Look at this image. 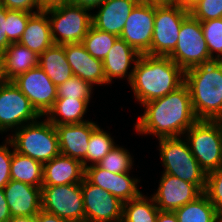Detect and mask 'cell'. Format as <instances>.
I'll list each match as a JSON object with an SVG mask.
<instances>
[{
  "instance_id": "cell-28",
  "label": "cell",
  "mask_w": 222,
  "mask_h": 222,
  "mask_svg": "<svg viewBox=\"0 0 222 222\" xmlns=\"http://www.w3.org/2000/svg\"><path fill=\"white\" fill-rule=\"evenodd\" d=\"M174 213L178 222H220V212L204 193L174 210Z\"/></svg>"
},
{
  "instance_id": "cell-20",
  "label": "cell",
  "mask_w": 222,
  "mask_h": 222,
  "mask_svg": "<svg viewBox=\"0 0 222 222\" xmlns=\"http://www.w3.org/2000/svg\"><path fill=\"white\" fill-rule=\"evenodd\" d=\"M135 0H105L97 6L96 14L92 13V25L120 37L130 12L135 7Z\"/></svg>"
},
{
  "instance_id": "cell-12",
  "label": "cell",
  "mask_w": 222,
  "mask_h": 222,
  "mask_svg": "<svg viewBox=\"0 0 222 222\" xmlns=\"http://www.w3.org/2000/svg\"><path fill=\"white\" fill-rule=\"evenodd\" d=\"M85 222H121L123 202L101 187L81 182Z\"/></svg>"
},
{
  "instance_id": "cell-46",
  "label": "cell",
  "mask_w": 222,
  "mask_h": 222,
  "mask_svg": "<svg viewBox=\"0 0 222 222\" xmlns=\"http://www.w3.org/2000/svg\"><path fill=\"white\" fill-rule=\"evenodd\" d=\"M8 222H36V216H13Z\"/></svg>"
},
{
  "instance_id": "cell-16",
  "label": "cell",
  "mask_w": 222,
  "mask_h": 222,
  "mask_svg": "<svg viewBox=\"0 0 222 222\" xmlns=\"http://www.w3.org/2000/svg\"><path fill=\"white\" fill-rule=\"evenodd\" d=\"M130 172L110 173L105 169L96 165H89L85 168L84 178L92 184H95L102 189L114 195L121 202L125 203L131 199L139 197L142 192L138 189V178H130Z\"/></svg>"
},
{
  "instance_id": "cell-18",
  "label": "cell",
  "mask_w": 222,
  "mask_h": 222,
  "mask_svg": "<svg viewBox=\"0 0 222 222\" xmlns=\"http://www.w3.org/2000/svg\"><path fill=\"white\" fill-rule=\"evenodd\" d=\"M58 134L60 154L77 159L84 167V157L87 154L88 142L92 131L98 126L95 122L79 124L54 125Z\"/></svg>"
},
{
  "instance_id": "cell-7",
  "label": "cell",
  "mask_w": 222,
  "mask_h": 222,
  "mask_svg": "<svg viewBox=\"0 0 222 222\" xmlns=\"http://www.w3.org/2000/svg\"><path fill=\"white\" fill-rule=\"evenodd\" d=\"M189 15L177 0L155 4L150 56H168L175 49L181 25Z\"/></svg>"
},
{
  "instance_id": "cell-8",
  "label": "cell",
  "mask_w": 222,
  "mask_h": 222,
  "mask_svg": "<svg viewBox=\"0 0 222 222\" xmlns=\"http://www.w3.org/2000/svg\"><path fill=\"white\" fill-rule=\"evenodd\" d=\"M45 11L57 45L82 43L92 25V12L88 13L90 10L84 7L69 3Z\"/></svg>"
},
{
  "instance_id": "cell-31",
  "label": "cell",
  "mask_w": 222,
  "mask_h": 222,
  "mask_svg": "<svg viewBox=\"0 0 222 222\" xmlns=\"http://www.w3.org/2000/svg\"><path fill=\"white\" fill-rule=\"evenodd\" d=\"M118 38L114 34L101 31L91 25L82 44L91 56L103 61Z\"/></svg>"
},
{
  "instance_id": "cell-21",
  "label": "cell",
  "mask_w": 222,
  "mask_h": 222,
  "mask_svg": "<svg viewBox=\"0 0 222 222\" xmlns=\"http://www.w3.org/2000/svg\"><path fill=\"white\" fill-rule=\"evenodd\" d=\"M42 186H55L81 183L85 168L81 161L59 154L43 164Z\"/></svg>"
},
{
  "instance_id": "cell-42",
  "label": "cell",
  "mask_w": 222,
  "mask_h": 222,
  "mask_svg": "<svg viewBox=\"0 0 222 222\" xmlns=\"http://www.w3.org/2000/svg\"><path fill=\"white\" fill-rule=\"evenodd\" d=\"M36 222H70L68 220L62 219L55 214L48 213L43 209L36 215Z\"/></svg>"
},
{
  "instance_id": "cell-17",
  "label": "cell",
  "mask_w": 222,
  "mask_h": 222,
  "mask_svg": "<svg viewBox=\"0 0 222 222\" xmlns=\"http://www.w3.org/2000/svg\"><path fill=\"white\" fill-rule=\"evenodd\" d=\"M11 216H36L42 209L41 187L10 180L3 188Z\"/></svg>"
},
{
  "instance_id": "cell-11",
  "label": "cell",
  "mask_w": 222,
  "mask_h": 222,
  "mask_svg": "<svg viewBox=\"0 0 222 222\" xmlns=\"http://www.w3.org/2000/svg\"><path fill=\"white\" fill-rule=\"evenodd\" d=\"M42 209L70 222H85L81 183L41 186Z\"/></svg>"
},
{
  "instance_id": "cell-10",
  "label": "cell",
  "mask_w": 222,
  "mask_h": 222,
  "mask_svg": "<svg viewBox=\"0 0 222 222\" xmlns=\"http://www.w3.org/2000/svg\"><path fill=\"white\" fill-rule=\"evenodd\" d=\"M44 118L12 81L0 82V133Z\"/></svg>"
},
{
  "instance_id": "cell-36",
  "label": "cell",
  "mask_w": 222,
  "mask_h": 222,
  "mask_svg": "<svg viewBox=\"0 0 222 222\" xmlns=\"http://www.w3.org/2000/svg\"><path fill=\"white\" fill-rule=\"evenodd\" d=\"M204 194L215 208L222 212V165L206 174Z\"/></svg>"
},
{
  "instance_id": "cell-48",
  "label": "cell",
  "mask_w": 222,
  "mask_h": 222,
  "mask_svg": "<svg viewBox=\"0 0 222 222\" xmlns=\"http://www.w3.org/2000/svg\"><path fill=\"white\" fill-rule=\"evenodd\" d=\"M137 3H152V4H162L169 2L171 0H135Z\"/></svg>"
},
{
  "instance_id": "cell-34",
  "label": "cell",
  "mask_w": 222,
  "mask_h": 222,
  "mask_svg": "<svg viewBox=\"0 0 222 222\" xmlns=\"http://www.w3.org/2000/svg\"><path fill=\"white\" fill-rule=\"evenodd\" d=\"M93 87L90 83L73 75L57 86V98L88 99L90 101Z\"/></svg>"
},
{
  "instance_id": "cell-9",
  "label": "cell",
  "mask_w": 222,
  "mask_h": 222,
  "mask_svg": "<svg viewBox=\"0 0 222 222\" xmlns=\"http://www.w3.org/2000/svg\"><path fill=\"white\" fill-rule=\"evenodd\" d=\"M184 71L214 61L201 22L189 15L182 23L175 49L168 55Z\"/></svg>"
},
{
  "instance_id": "cell-14",
  "label": "cell",
  "mask_w": 222,
  "mask_h": 222,
  "mask_svg": "<svg viewBox=\"0 0 222 222\" xmlns=\"http://www.w3.org/2000/svg\"><path fill=\"white\" fill-rule=\"evenodd\" d=\"M154 17L155 4L137 3L130 12L119 38L133 47L140 55H150Z\"/></svg>"
},
{
  "instance_id": "cell-15",
  "label": "cell",
  "mask_w": 222,
  "mask_h": 222,
  "mask_svg": "<svg viewBox=\"0 0 222 222\" xmlns=\"http://www.w3.org/2000/svg\"><path fill=\"white\" fill-rule=\"evenodd\" d=\"M203 193L196 184L163 173L156 193L151 196L160 211H174Z\"/></svg>"
},
{
  "instance_id": "cell-29",
  "label": "cell",
  "mask_w": 222,
  "mask_h": 222,
  "mask_svg": "<svg viewBox=\"0 0 222 222\" xmlns=\"http://www.w3.org/2000/svg\"><path fill=\"white\" fill-rule=\"evenodd\" d=\"M159 209L153 197L141 194L135 199L123 203L121 222H156Z\"/></svg>"
},
{
  "instance_id": "cell-39",
  "label": "cell",
  "mask_w": 222,
  "mask_h": 222,
  "mask_svg": "<svg viewBox=\"0 0 222 222\" xmlns=\"http://www.w3.org/2000/svg\"><path fill=\"white\" fill-rule=\"evenodd\" d=\"M0 5L8 10H21L28 13L40 11L38 0H0ZM33 9H36V11H33Z\"/></svg>"
},
{
  "instance_id": "cell-33",
  "label": "cell",
  "mask_w": 222,
  "mask_h": 222,
  "mask_svg": "<svg viewBox=\"0 0 222 222\" xmlns=\"http://www.w3.org/2000/svg\"><path fill=\"white\" fill-rule=\"evenodd\" d=\"M127 149L116 145L97 165L110 173L129 172L133 161Z\"/></svg>"
},
{
  "instance_id": "cell-37",
  "label": "cell",
  "mask_w": 222,
  "mask_h": 222,
  "mask_svg": "<svg viewBox=\"0 0 222 222\" xmlns=\"http://www.w3.org/2000/svg\"><path fill=\"white\" fill-rule=\"evenodd\" d=\"M189 13L200 22L222 18V0H200L189 9Z\"/></svg>"
},
{
  "instance_id": "cell-44",
  "label": "cell",
  "mask_w": 222,
  "mask_h": 222,
  "mask_svg": "<svg viewBox=\"0 0 222 222\" xmlns=\"http://www.w3.org/2000/svg\"><path fill=\"white\" fill-rule=\"evenodd\" d=\"M104 1L105 0H70V4L93 10L97 6L101 5Z\"/></svg>"
},
{
  "instance_id": "cell-32",
  "label": "cell",
  "mask_w": 222,
  "mask_h": 222,
  "mask_svg": "<svg viewBox=\"0 0 222 222\" xmlns=\"http://www.w3.org/2000/svg\"><path fill=\"white\" fill-rule=\"evenodd\" d=\"M201 27L210 57L222 61V18L202 21Z\"/></svg>"
},
{
  "instance_id": "cell-3",
  "label": "cell",
  "mask_w": 222,
  "mask_h": 222,
  "mask_svg": "<svg viewBox=\"0 0 222 222\" xmlns=\"http://www.w3.org/2000/svg\"><path fill=\"white\" fill-rule=\"evenodd\" d=\"M194 114L198 120L222 119V61H212L185 71Z\"/></svg>"
},
{
  "instance_id": "cell-5",
  "label": "cell",
  "mask_w": 222,
  "mask_h": 222,
  "mask_svg": "<svg viewBox=\"0 0 222 222\" xmlns=\"http://www.w3.org/2000/svg\"><path fill=\"white\" fill-rule=\"evenodd\" d=\"M186 132L183 137L205 173L218 169L222 165V121L197 120Z\"/></svg>"
},
{
  "instance_id": "cell-27",
  "label": "cell",
  "mask_w": 222,
  "mask_h": 222,
  "mask_svg": "<svg viewBox=\"0 0 222 222\" xmlns=\"http://www.w3.org/2000/svg\"><path fill=\"white\" fill-rule=\"evenodd\" d=\"M43 163L29 156L22 155L13 149L10 177L35 187H41L43 183Z\"/></svg>"
},
{
  "instance_id": "cell-50",
  "label": "cell",
  "mask_w": 222,
  "mask_h": 222,
  "mask_svg": "<svg viewBox=\"0 0 222 222\" xmlns=\"http://www.w3.org/2000/svg\"><path fill=\"white\" fill-rule=\"evenodd\" d=\"M220 222H222V212L220 213Z\"/></svg>"
},
{
  "instance_id": "cell-13",
  "label": "cell",
  "mask_w": 222,
  "mask_h": 222,
  "mask_svg": "<svg viewBox=\"0 0 222 222\" xmlns=\"http://www.w3.org/2000/svg\"><path fill=\"white\" fill-rule=\"evenodd\" d=\"M12 82L41 116L47 114L57 99V86L39 66L19 75Z\"/></svg>"
},
{
  "instance_id": "cell-43",
  "label": "cell",
  "mask_w": 222,
  "mask_h": 222,
  "mask_svg": "<svg viewBox=\"0 0 222 222\" xmlns=\"http://www.w3.org/2000/svg\"><path fill=\"white\" fill-rule=\"evenodd\" d=\"M41 10H47L50 8H55L58 6H63L65 4H69L70 0H38Z\"/></svg>"
},
{
  "instance_id": "cell-47",
  "label": "cell",
  "mask_w": 222,
  "mask_h": 222,
  "mask_svg": "<svg viewBox=\"0 0 222 222\" xmlns=\"http://www.w3.org/2000/svg\"><path fill=\"white\" fill-rule=\"evenodd\" d=\"M180 2L187 10H189L195 3L200 0H177Z\"/></svg>"
},
{
  "instance_id": "cell-23",
  "label": "cell",
  "mask_w": 222,
  "mask_h": 222,
  "mask_svg": "<svg viewBox=\"0 0 222 222\" xmlns=\"http://www.w3.org/2000/svg\"><path fill=\"white\" fill-rule=\"evenodd\" d=\"M36 66H39V55L19 42L11 43L1 54L3 81H12Z\"/></svg>"
},
{
  "instance_id": "cell-25",
  "label": "cell",
  "mask_w": 222,
  "mask_h": 222,
  "mask_svg": "<svg viewBox=\"0 0 222 222\" xmlns=\"http://www.w3.org/2000/svg\"><path fill=\"white\" fill-rule=\"evenodd\" d=\"M89 103L88 99L57 98L44 117L54 125L84 123L87 122L83 116Z\"/></svg>"
},
{
  "instance_id": "cell-24",
  "label": "cell",
  "mask_w": 222,
  "mask_h": 222,
  "mask_svg": "<svg viewBox=\"0 0 222 222\" xmlns=\"http://www.w3.org/2000/svg\"><path fill=\"white\" fill-rule=\"evenodd\" d=\"M19 43L38 55L54 45L46 11L41 10L30 16Z\"/></svg>"
},
{
  "instance_id": "cell-4",
  "label": "cell",
  "mask_w": 222,
  "mask_h": 222,
  "mask_svg": "<svg viewBox=\"0 0 222 222\" xmlns=\"http://www.w3.org/2000/svg\"><path fill=\"white\" fill-rule=\"evenodd\" d=\"M8 139L14 151L43 164L60 154L56 128L47 118L23 125Z\"/></svg>"
},
{
  "instance_id": "cell-49",
  "label": "cell",
  "mask_w": 222,
  "mask_h": 222,
  "mask_svg": "<svg viewBox=\"0 0 222 222\" xmlns=\"http://www.w3.org/2000/svg\"><path fill=\"white\" fill-rule=\"evenodd\" d=\"M0 79H2V75H1V54H0Z\"/></svg>"
},
{
  "instance_id": "cell-45",
  "label": "cell",
  "mask_w": 222,
  "mask_h": 222,
  "mask_svg": "<svg viewBox=\"0 0 222 222\" xmlns=\"http://www.w3.org/2000/svg\"><path fill=\"white\" fill-rule=\"evenodd\" d=\"M156 222H178L174 211H160L157 216Z\"/></svg>"
},
{
  "instance_id": "cell-22",
  "label": "cell",
  "mask_w": 222,
  "mask_h": 222,
  "mask_svg": "<svg viewBox=\"0 0 222 222\" xmlns=\"http://www.w3.org/2000/svg\"><path fill=\"white\" fill-rule=\"evenodd\" d=\"M139 56L140 54L133 47L129 46L123 39L118 38L102 61L106 84H110L113 79H124L126 76L128 83H130L133 68ZM131 63L133 67L128 72L130 65H132Z\"/></svg>"
},
{
  "instance_id": "cell-41",
  "label": "cell",
  "mask_w": 222,
  "mask_h": 222,
  "mask_svg": "<svg viewBox=\"0 0 222 222\" xmlns=\"http://www.w3.org/2000/svg\"><path fill=\"white\" fill-rule=\"evenodd\" d=\"M11 218L4 190L0 189V222H8Z\"/></svg>"
},
{
  "instance_id": "cell-6",
  "label": "cell",
  "mask_w": 222,
  "mask_h": 222,
  "mask_svg": "<svg viewBox=\"0 0 222 222\" xmlns=\"http://www.w3.org/2000/svg\"><path fill=\"white\" fill-rule=\"evenodd\" d=\"M181 137L161 138L159 151L163 173L196 184L203 192L206 186V173L190 151L188 142Z\"/></svg>"
},
{
  "instance_id": "cell-30",
  "label": "cell",
  "mask_w": 222,
  "mask_h": 222,
  "mask_svg": "<svg viewBox=\"0 0 222 222\" xmlns=\"http://www.w3.org/2000/svg\"><path fill=\"white\" fill-rule=\"evenodd\" d=\"M113 140L110 133L108 134L97 126L92 131L88 142L87 154L84 157V168L89 166L88 162H92L90 165L98 164L116 146Z\"/></svg>"
},
{
  "instance_id": "cell-1",
  "label": "cell",
  "mask_w": 222,
  "mask_h": 222,
  "mask_svg": "<svg viewBox=\"0 0 222 222\" xmlns=\"http://www.w3.org/2000/svg\"><path fill=\"white\" fill-rule=\"evenodd\" d=\"M144 114L138 118L135 130L158 139L182 137L198 120L194 114L188 86L143 104Z\"/></svg>"
},
{
  "instance_id": "cell-40",
  "label": "cell",
  "mask_w": 222,
  "mask_h": 222,
  "mask_svg": "<svg viewBox=\"0 0 222 222\" xmlns=\"http://www.w3.org/2000/svg\"><path fill=\"white\" fill-rule=\"evenodd\" d=\"M7 8L0 5V54H2L11 44L6 35Z\"/></svg>"
},
{
  "instance_id": "cell-2",
  "label": "cell",
  "mask_w": 222,
  "mask_h": 222,
  "mask_svg": "<svg viewBox=\"0 0 222 222\" xmlns=\"http://www.w3.org/2000/svg\"><path fill=\"white\" fill-rule=\"evenodd\" d=\"M185 83V71L168 56L141 54L129 85L141 105L166 96Z\"/></svg>"
},
{
  "instance_id": "cell-35",
  "label": "cell",
  "mask_w": 222,
  "mask_h": 222,
  "mask_svg": "<svg viewBox=\"0 0 222 222\" xmlns=\"http://www.w3.org/2000/svg\"><path fill=\"white\" fill-rule=\"evenodd\" d=\"M32 14L21 10L7 9L6 35L11 43L19 42Z\"/></svg>"
},
{
  "instance_id": "cell-38",
  "label": "cell",
  "mask_w": 222,
  "mask_h": 222,
  "mask_svg": "<svg viewBox=\"0 0 222 222\" xmlns=\"http://www.w3.org/2000/svg\"><path fill=\"white\" fill-rule=\"evenodd\" d=\"M5 142L4 144L0 145V189H3L4 186L11 180L10 165L13 150L11 152L9 146L12 147V143L8 138L5 140Z\"/></svg>"
},
{
  "instance_id": "cell-19",
  "label": "cell",
  "mask_w": 222,
  "mask_h": 222,
  "mask_svg": "<svg viewBox=\"0 0 222 222\" xmlns=\"http://www.w3.org/2000/svg\"><path fill=\"white\" fill-rule=\"evenodd\" d=\"M64 51L74 76L92 86L106 84L102 60L91 56L82 43L64 44Z\"/></svg>"
},
{
  "instance_id": "cell-26",
  "label": "cell",
  "mask_w": 222,
  "mask_h": 222,
  "mask_svg": "<svg viewBox=\"0 0 222 222\" xmlns=\"http://www.w3.org/2000/svg\"><path fill=\"white\" fill-rule=\"evenodd\" d=\"M39 67L58 86L73 76L64 45L54 44L39 55Z\"/></svg>"
}]
</instances>
